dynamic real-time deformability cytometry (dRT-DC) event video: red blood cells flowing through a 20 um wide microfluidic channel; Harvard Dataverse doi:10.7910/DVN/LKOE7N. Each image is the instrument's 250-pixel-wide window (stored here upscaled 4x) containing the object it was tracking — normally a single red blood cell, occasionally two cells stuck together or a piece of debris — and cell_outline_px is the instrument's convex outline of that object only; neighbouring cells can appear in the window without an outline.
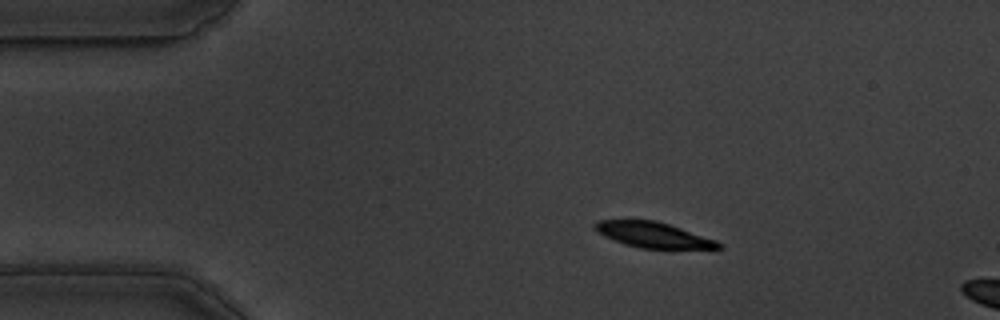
{"species": "common noctule bat (a hibernating species)", "species_latin": "Nyctalus noctula", "temperature_condition": "warm", "stored_images_in_passage": 58, "segment_of_instrument_passage": [1, 2], "camera_frame_rate_fps": 3000, "um_per_image_px": 0.085, "animal": {"sex": "male", "body_mass_g": 19.5, "forearm_length_mm": 54.6}, "frame": {"image": 1, "passage_image": 10, "time_ms": 3.0, "image_size_px": [1000, 320], "cell_outline_px": [[724, 248], [640, 248], [624, 244], [604, 236], [596, 232], [592, 224], [596, 220], [656, 220], [716, 240], [724, 244]], "centroid_in_image_um": [55.48, 19.96], "position_along_channel_um": 29.5, "area_um2": 18.26}}
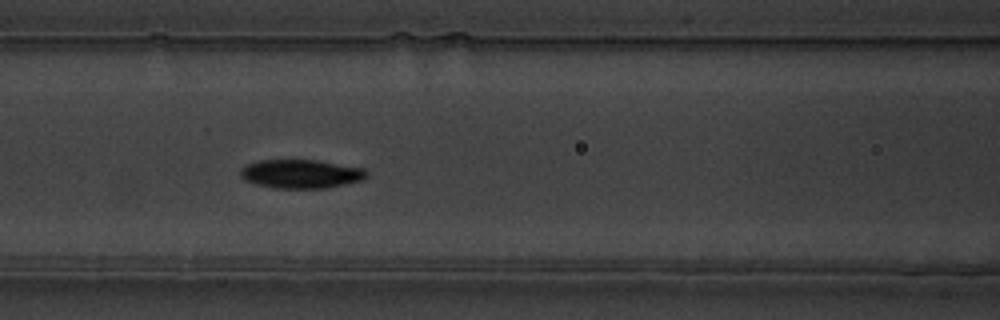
{"frame": {"image": 2, "passage_image": 24, "time_ms": 7.667, "image_size_px": [1000, 320], "cell_outline_px": [[368, 176], [364, 180], [324, 188], [272, 188], [256, 184], [244, 180], [240, 176], [240, 168], [244, 164], [260, 160], [316, 160], [364, 168], [368, 172]], "centroid_in_image_um": [25.56, 14.78], "position_along_channel_um": 141.0, "area_um2": 21.33}}
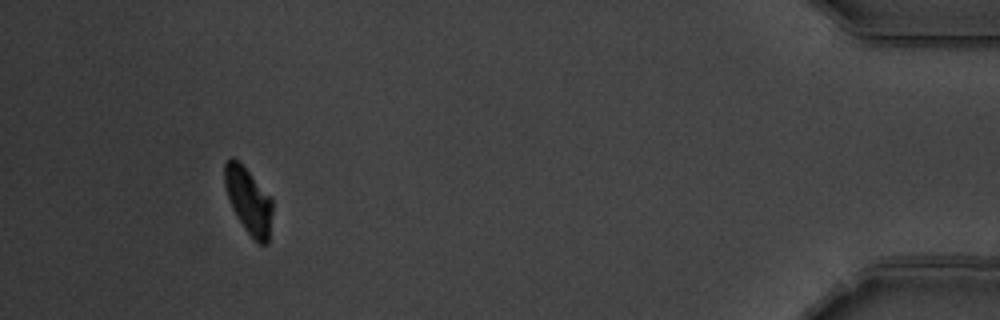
{"frame": {"image": 3, "passage_image": 53, "time_ms": 17.333, "image_size_px": [1000, 320], "cell_outline_px": [[272, 212], [268, 244], [260, 244], [248, 232], [236, 216], [232, 208], [224, 184], [224, 164], [232, 156], [248, 172], [272, 200]], "centroid_in_image_um": [21.11, 17.08], "position_along_channel_um": 414.1, "area_um2": 17.74}}